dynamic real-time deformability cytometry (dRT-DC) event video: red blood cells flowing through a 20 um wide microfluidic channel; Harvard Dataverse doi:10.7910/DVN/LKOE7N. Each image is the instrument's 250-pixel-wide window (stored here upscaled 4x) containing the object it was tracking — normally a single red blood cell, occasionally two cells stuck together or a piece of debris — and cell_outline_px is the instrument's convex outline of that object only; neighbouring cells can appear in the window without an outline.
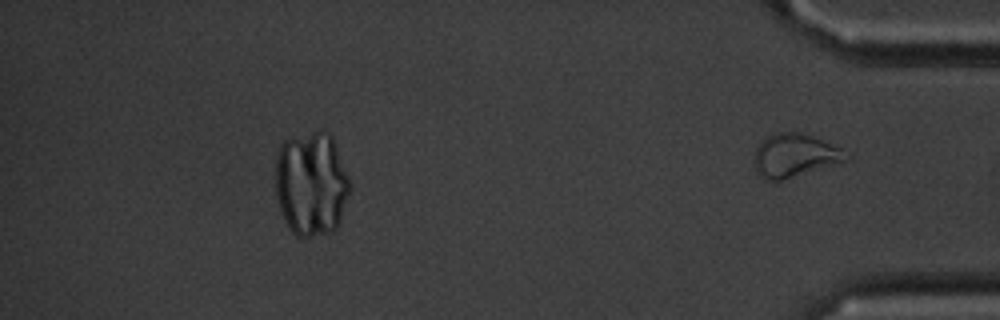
{"species": "common noctule bat (a hibernating species)", "species_latin": "Nyctalus noctula", "temperature_condition": "cold", "stored_images_in_passage": 40, "camera_frame_rate_fps": 3000, "um_per_image_px": 0.085, "animal": {"sex": "male", "body_mass_g": 20.1, "forearm_length_mm": 53.5}, "frame": {"image": 1, "passage_image": 40, "time_ms": 13.0, "image_size_px": [1000, 320], "cell_outline_px": [[852, 156], [848, 160], [784, 180], [764, 180], [756, 172], [756, 148], [768, 136], [776, 132], [800, 132], [816, 136], [840, 148]], "centroid_in_image_um": [67.59, 13.21], "position_along_channel_um": 367.6, "area_um2": 23.12}}